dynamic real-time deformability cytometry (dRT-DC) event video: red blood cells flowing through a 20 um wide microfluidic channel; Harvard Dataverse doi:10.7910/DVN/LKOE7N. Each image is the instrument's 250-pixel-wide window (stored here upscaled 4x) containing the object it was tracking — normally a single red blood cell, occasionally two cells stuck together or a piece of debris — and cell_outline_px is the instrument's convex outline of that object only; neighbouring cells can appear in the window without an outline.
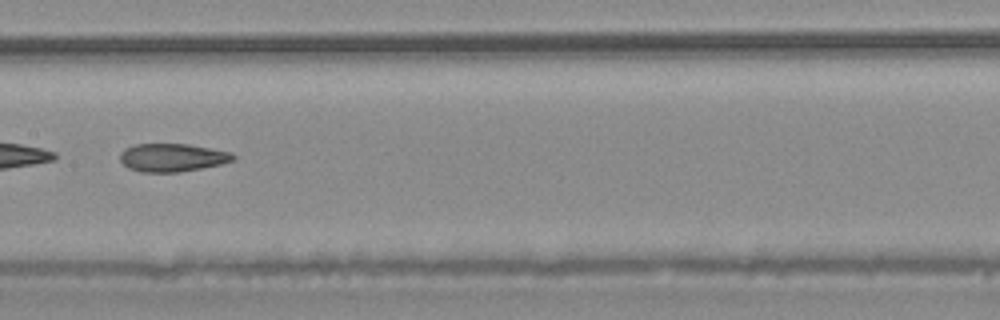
{"species": "common noctule bat (a hibernating species)", "species_latin": "Nyctalus noctula", "temperature_condition": "warm", "stored_images_in_passage": 31, "camera_frame_rate_fps": 3000, "um_per_image_px": 0.085, "animal": {"sex": "male", "body_mass_g": 20.4}, "frame": {"image": 1, "passage_image": 22, "time_ms": 7.0, "image_size_px": [1000, 320], "cell_outline_px": [[236, 160], [220, 164], [180, 172], [140, 172], [128, 168], [120, 160], [120, 152], [124, 148], [136, 144], [188, 144], [232, 152], [236, 156]], "centroid_in_image_um": [14.65, 13.39], "position_along_channel_um": 192.8, "area_um2": 18.61}}